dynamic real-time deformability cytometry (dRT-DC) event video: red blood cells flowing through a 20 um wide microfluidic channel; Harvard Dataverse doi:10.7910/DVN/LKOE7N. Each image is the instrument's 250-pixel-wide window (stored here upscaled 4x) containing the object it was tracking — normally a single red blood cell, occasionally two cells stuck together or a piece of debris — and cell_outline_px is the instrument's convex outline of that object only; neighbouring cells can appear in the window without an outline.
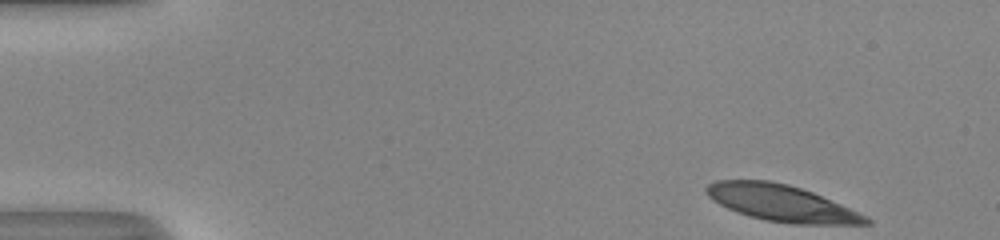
{"species": "human", "species_latin": "Homo sapiens", "temperature_condition": "room temperature", "stored_images_in_passage": 48, "camera_frame_rate_fps": 3000, "um_per_image_px": 0.085, "donor": {"sex": "male"}, "frame": {"image": 1, "passage_image": 1, "time_ms": 0.0, "image_size_px": [1000, 240], "cell_outline_px": [[872, 224], [792, 224], [764, 220], [748, 216], [736, 212], [712, 200], [704, 192], [704, 188], [708, 184], [716, 180], [772, 180], [788, 184], [812, 192], [868, 216], [872, 220]], "centroid_in_image_um": [66.4, 17.26], "position_along_channel_um": 18.6, "area_um2": 33.99}}
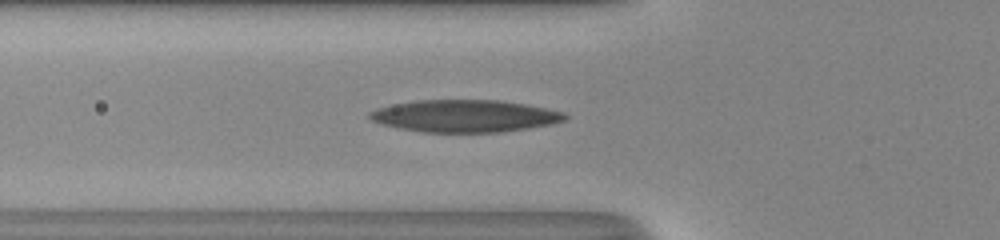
{"frame": {"image": 2, "passage_image": 15, "time_ms": 4.667, "image_size_px": [1000, 240], "cell_outline_px": [[568, 116], [564, 120], [552, 124], [528, 128], [500, 132], [420, 132], [380, 124], [372, 120], [368, 116], [368, 112], [376, 108], [416, 100], [500, 100], [528, 104], [564, 112]], "centroid_in_image_um": [39.51, 9.85], "position_along_channel_um": 86.3, "area_um2": 36.76}}
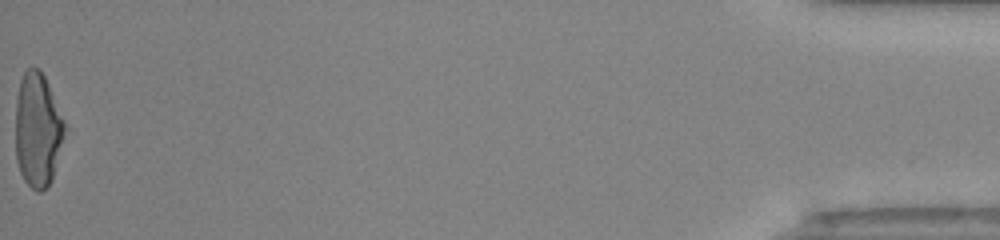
{"frame": {"image": 3, "passage_image": 48, "time_ms": 15.667, "image_size_px": [1000, 240], "cell_outline_px": [[68, 128], [52, 180], [48, 188], [40, 192], [36, 192], [24, 180], [20, 172], [16, 160], [16, 100], [20, 80], [24, 72], [28, 68], [36, 68], [44, 76], [48, 84]], "centroid_in_image_um": [3.23, 11.1], "position_along_channel_um": 432.0, "area_um2": 33.12}, "authors_computed_cell_mechanics": {"area_um2": 35.3736, "velocity_mm_per_s": 4.0086, "shape_relaxation_time_tau1_ms": 6.6268, "shape_relaxation_time_tau2_ms": 2.006, "deformation_change_tau1": 0.26, "deformation_change_tau2": 0.1054}}